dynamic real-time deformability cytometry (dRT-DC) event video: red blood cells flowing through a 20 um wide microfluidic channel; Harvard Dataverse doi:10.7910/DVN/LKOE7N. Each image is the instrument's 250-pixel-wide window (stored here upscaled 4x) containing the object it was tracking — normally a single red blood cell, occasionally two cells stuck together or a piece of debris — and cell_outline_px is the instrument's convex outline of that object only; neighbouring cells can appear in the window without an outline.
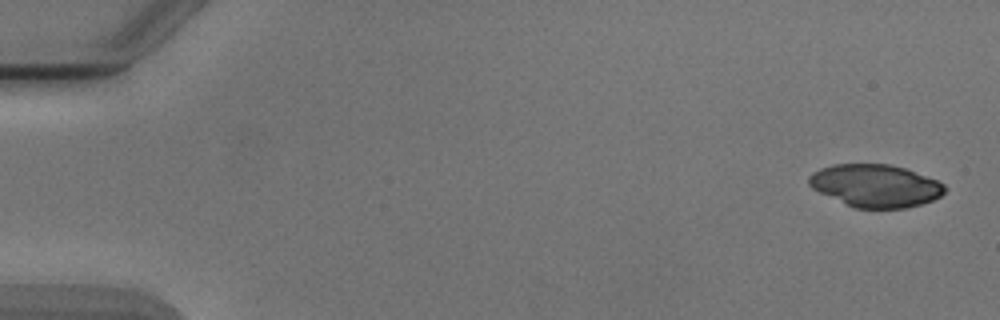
{"species": "Egyptian fruit bat (a non-hibernating species)", "species_latin": "Rousettus aegyptiacus", "temperature_condition": "cold", "stored_images_in_passage": 6, "camera_frame_rate_fps": 3000, "um_per_image_px": 0.085, "animal": {"sex": "male"}, "frame": {"image": 1, "passage_image": 1, "time_ms": 0.0, "image_size_px": [1000, 320], "cell_outline_px": [[948, 188], [940, 196], [932, 200], [920, 204], [904, 208], [856, 208], [820, 192], [812, 188], [808, 184], [808, 176], [812, 172], [820, 168], [832, 164], [892, 164], [904, 168], [936, 180], [944, 184]], "centroid_in_image_um": [74.4, 15.77], "position_along_channel_um": 10.6, "area_um2": 33.52}}